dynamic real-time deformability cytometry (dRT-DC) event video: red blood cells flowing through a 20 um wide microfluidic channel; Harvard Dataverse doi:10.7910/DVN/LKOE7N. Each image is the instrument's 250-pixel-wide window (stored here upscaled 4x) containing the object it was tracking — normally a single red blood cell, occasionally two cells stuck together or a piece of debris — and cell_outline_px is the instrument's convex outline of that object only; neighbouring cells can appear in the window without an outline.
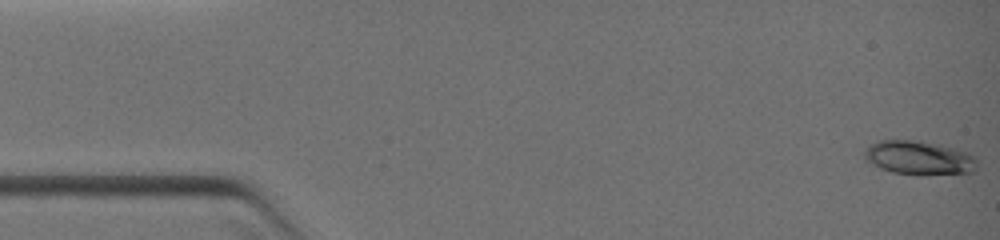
{"species": "common noctule bat (a hibernating species)", "species_latin": "Nyctalus noctula", "temperature_condition": "warm", "stored_images_in_passage": 76, "camera_frame_rate_fps": 3000, "um_per_image_px": 0.085, "animal": {"sex": "female", "body_mass_g": 19.0, "forearm_length_mm": 51.5}, "frame": {"image": 1, "passage_image": 1, "time_ms": 0.0, "image_size_px": [1000, 240], "cell_outline_px": [[976, 168], [972, 172], [920, 176], [892, 172], [880, 168], [864, 160], [864, 152], [872, 144], [880, 140], [908, 140], [952, 148], [968, 152], [976, 160]], "centroid_in_image_um": [78.08, 13.45], "position_along_channel_um": 6.9, "area_um2": 21.96}}
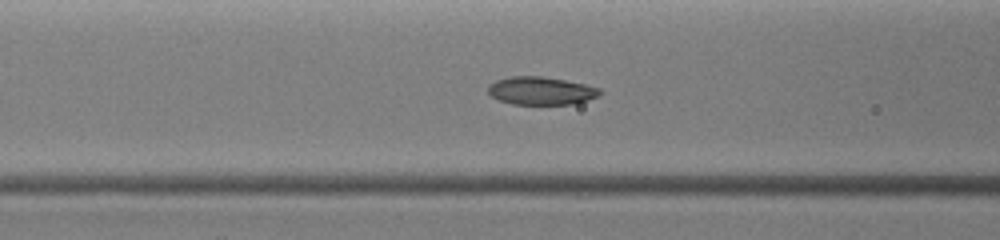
{"frame": {"image": 2, "passage_image": 30, "time_ms": 4.667, "image_size_px": [1000, 240], "cell_outline_px": [[604, 92], [588, 100], [572, 104], [512, 104], [496, 100], [488, 92], [488, 84], [496, 80], [512, 76], [544, 76], [584, 84], [600, 88]], "centroid_in_image_um": [45.96, 7.71], "position_along_channel_um": 120.6, "area_um2": 18.32}}
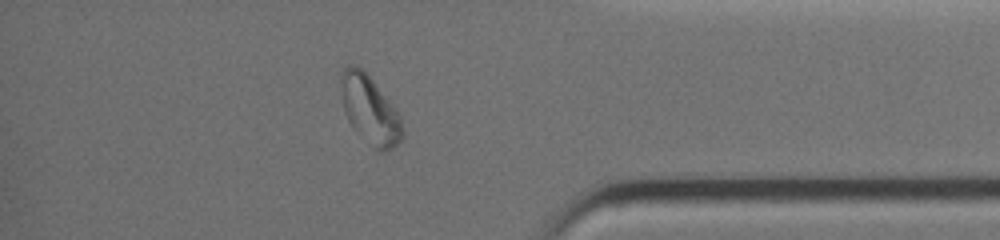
{"frame": {"image": 3, "passage_image": 62, "time_ms": 10.333, "image_size_px": [1000, 240], "cell_outline_px": [[404, 136], [392, 148], [384, 152], [380, 152], [356, 132], [352, 128], [344, 112], [340, 76], [340, 72], [348, 64], [356, 64], [368, 76], [396, 108], [400, 116], [404, 132]], "centroid_in_image_um": [31.43, 9.34], "position_along_channel_um": 403.8, "area_um2": 24.28}}